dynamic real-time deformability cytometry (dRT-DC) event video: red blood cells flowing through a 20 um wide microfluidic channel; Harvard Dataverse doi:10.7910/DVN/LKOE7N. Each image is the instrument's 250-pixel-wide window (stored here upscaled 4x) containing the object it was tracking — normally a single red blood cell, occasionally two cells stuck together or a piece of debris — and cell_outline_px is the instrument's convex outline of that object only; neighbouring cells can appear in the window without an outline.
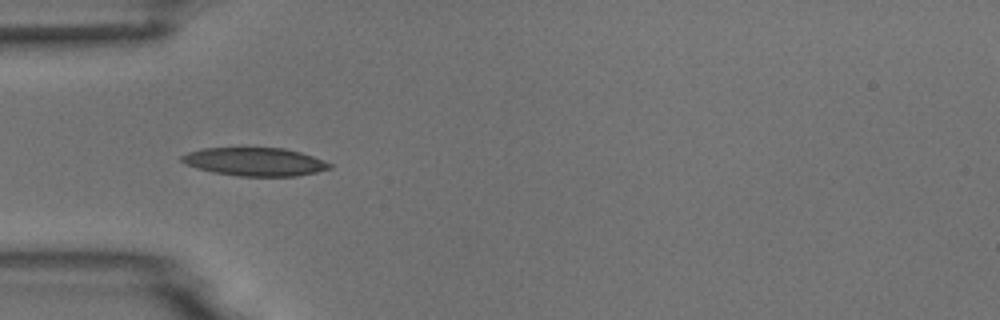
{"species": "common noctule bat (a hibernating species)", "species_latin": "Nyctalus noctula", "temperature_condition": "room temperature", "stored_images_in_passage": 8, "camera_frame_rate_fps": 3000, "um_per_image_px": 0.085, "animal": {"sex": "male", "body_mass_g": 18.8}, "frame": {"image": 1, "passage_image": 6, "time_ms": 5.667, "image_size_px": [1000, 320], "cell_outline_px": [[332, 168], [316, 172], [296, 176], [240, 176], [212, 172], [196, 168], [184, 164], [180, 160], [180, 156], [188, 152], [204, 148], [284, 148], [300, 152], [324, 160], [332, 164]], "centroid_in_image_um": [21.64, 13.75], "position_along_channel_um": 63.4, "area_um2": 24.39}}